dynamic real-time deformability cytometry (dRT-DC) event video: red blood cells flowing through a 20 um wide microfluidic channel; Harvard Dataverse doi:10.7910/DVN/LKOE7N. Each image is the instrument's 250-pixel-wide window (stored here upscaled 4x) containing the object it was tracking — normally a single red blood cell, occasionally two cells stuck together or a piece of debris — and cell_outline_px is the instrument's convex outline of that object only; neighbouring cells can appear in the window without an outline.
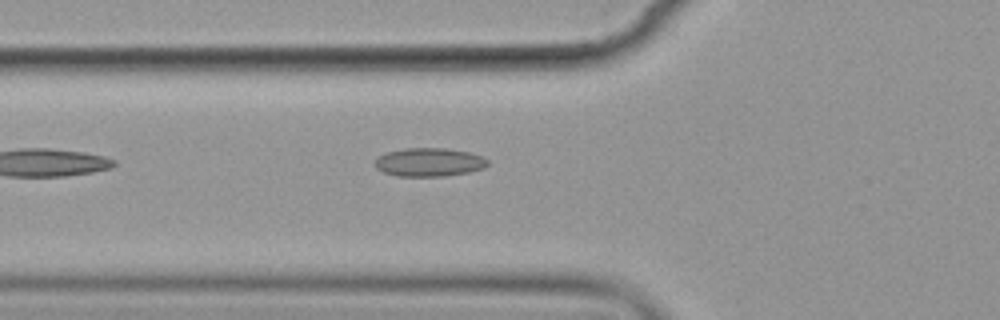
{"species": "common noctule bat (a hibernating species)", "species_latin": "Nyctalus noctula", "temperature_condition": "cold", "stored_images_in_passage": 8, "camera_frame_rate_fps": 3000, "um_per_image_px": 0.085, "animal": {"sex": "female", "body_mass_g": 19.9}, "frame": {"image": 1, "passage_image": 8, "time_ms": 8.0, "image_size_px": [1000, 320], "cell_outline_px": [[488, 164], [484, 168], [468, 172], [444, 176], [396, 176], [384, 172], [376, 168], [376, 160], [380, 156], [388, 152], [404, 148], [448, 148], [468, 152], [480, 156], [488, 160]], "centroid_in_image_um": [36.49, 13.79], "position_along_channel_um": 89.3, "area_um2": 18.55}}